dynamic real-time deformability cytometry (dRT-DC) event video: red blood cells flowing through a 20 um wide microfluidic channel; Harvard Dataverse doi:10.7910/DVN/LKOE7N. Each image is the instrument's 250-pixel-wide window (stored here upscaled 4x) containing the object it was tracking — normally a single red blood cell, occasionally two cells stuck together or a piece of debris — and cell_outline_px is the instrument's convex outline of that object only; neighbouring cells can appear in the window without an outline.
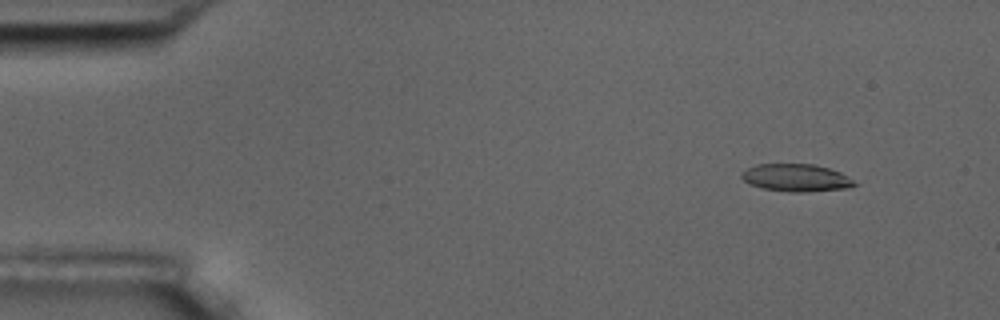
{"species": "common noctule bat (a hibernating species)", "species_latin": "Nyctalus noctula", "temperature_condition": "room temperature", "stored_images_in_passage": 6, "camera_frame_rate_fps": 3000, "um_per_image_px": 0.085, "animal": {"sex": "male", "body_mass_g": 17.5, "forearm_length_mm": 52.3}, "frame": {"image": 1, "passage_image": 2, "time_ms": 1.0, "image_size_px": [1000, 320], "cell_outline_px": [[860, 184], [848, 188], [804, 192], [788, 192], [764, 188], [748, 184], [740, 176], [740, 172], [756, 164], [812, 164], [828, 168], [840, 172]], "centroid_in_image_um": [67.66, 15.11], "position_along_channel_um": 17.3, "area_um2": 18.15}}
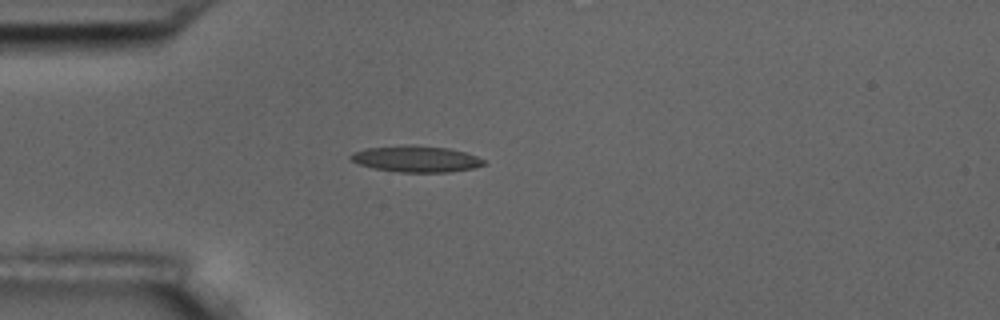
{"frame": {"image": 2, "passage_image": 5, "time_ms": 4.333, "image_size_px": [1000, 320], "cell_outline_px": [[488, 164], [472, 168], [448, 172], [400, 172], [372, 168], [360, 164], [352, 160], [348, 156], [352, 152], [364, 148], [412, 144], [448, 148], [464, 152], [476, 156], [484, 160]], "centroid_in_image_um": [35.35, 13.5], "position_along_channel_um": 49.7, "area_um2": 20.46}}